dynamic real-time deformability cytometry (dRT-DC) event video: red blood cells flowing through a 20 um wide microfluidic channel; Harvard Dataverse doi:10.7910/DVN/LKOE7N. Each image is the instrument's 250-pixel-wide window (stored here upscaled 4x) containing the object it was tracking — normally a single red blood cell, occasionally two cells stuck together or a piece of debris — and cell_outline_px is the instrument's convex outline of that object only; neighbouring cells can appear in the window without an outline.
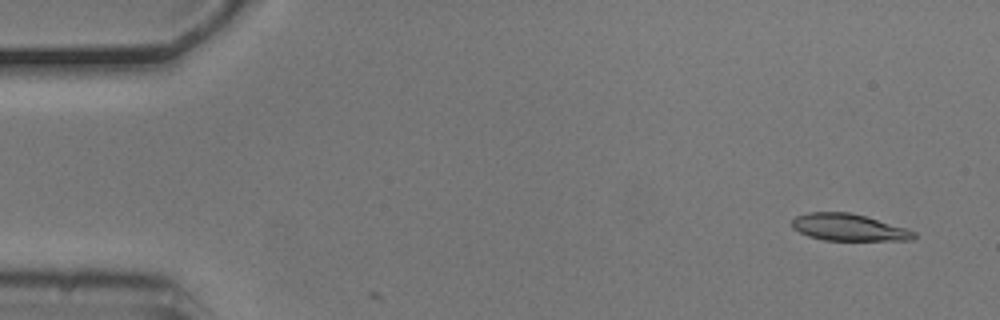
{"species": "common noctule bat (a hibernating species)", "species_latin": "Nyctalus noctula", "temperature_condition": "cold", "stored_images_in_passage": 4, "camera_frame_rate_fps": 3000, "um_per_image_px": 0.085, "animal": {"sex": "male", "body_mass_g": 20.5, "forearm_length_mm": 52.5}, "frame": {"image": 1, "passage_image": 1, "time_ms": 0.0, "image_size_px": [1000, 320], "cell_outline_px": [[916, 236], [912, 240], [824, 240], [808, 236], [792, 228], [792, 220], [796, 216], [808, 212], [848, 212], [864, 216], [908, 228], [916, 232]], "centroid_in_image_um": [72.14, 19.33], "position_along_channel_um": 12.9, "area_um2": 19.07}}
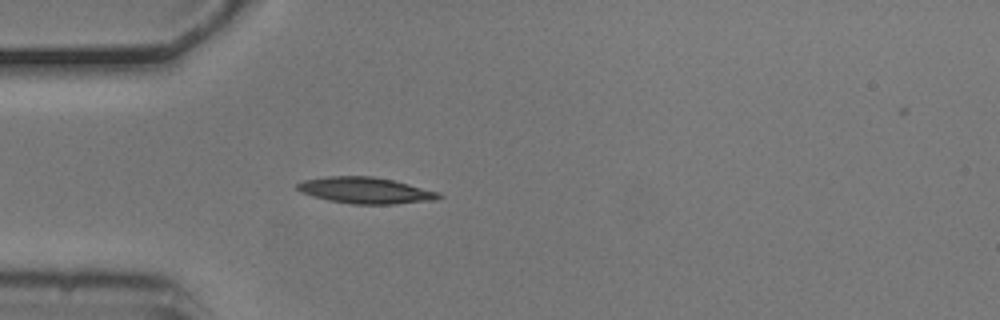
{"frame": {"image": 2, "passage_image": 4, "time_ms": 1.0, "image_size_px": [1000, 320], "cell_outline_px": [[444, 196], [436, 200], [396, 204], [352, 204], [328, 200], [312, 196], [300, 192], [296, 188], [296, 184], [304, 180], [328, 176], [372, 176], [392, 180], [440, 192]], "centroid_in_image_um": [31.07, 16.19], "position_along_channel_um": 53.9, "area_um2": 21.73}}